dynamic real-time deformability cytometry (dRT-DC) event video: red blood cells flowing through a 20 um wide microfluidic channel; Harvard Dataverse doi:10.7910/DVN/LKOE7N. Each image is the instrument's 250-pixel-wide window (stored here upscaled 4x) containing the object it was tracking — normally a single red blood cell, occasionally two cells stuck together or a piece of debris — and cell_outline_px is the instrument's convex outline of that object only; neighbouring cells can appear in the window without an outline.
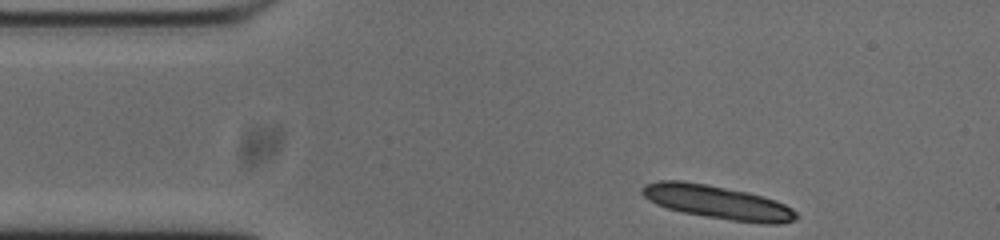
{"species": "common noctule bat (a hibernating species)", "species_latin": "Nyctalus noctula", "temperature_condition": "cold", "stored_images_in_passage": 35, "segment_of_instrument_passage": [1, 2], "camera_frame_rate_fps": 3000, "um_per_image_px": 0.085, "animal": {"sex": "male", "body_mass_g": 20.0, "forearm_length_mm": 53.3}, "frame": {"image": 1, "passage_image": 1, "time_ms": 0.0, "image_size_px": [1000, 240], "cell_outline_px": [[800, 216], [796, 220], [780, 224], [760, 224], [732, 220], [684, 212], [668, 208], [656, 204], [648, 200], [640, 192], [640, 188], [644, 184], [660, 180], [684, 180], [708, 184], [748, 192], [764, 196], [776, 200], [792, 208]], "centroid_in_image_um": [61.01, 17.18], "position_along_channel_um": 24.0, "area_um2": 30.35}}